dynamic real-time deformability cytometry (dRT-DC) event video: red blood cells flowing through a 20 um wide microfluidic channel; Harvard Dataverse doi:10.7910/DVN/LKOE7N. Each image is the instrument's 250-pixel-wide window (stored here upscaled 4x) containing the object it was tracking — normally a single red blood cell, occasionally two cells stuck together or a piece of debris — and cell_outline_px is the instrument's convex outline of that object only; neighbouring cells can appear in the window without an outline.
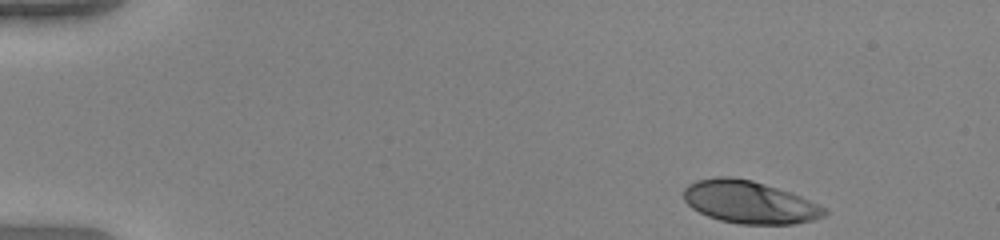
{"species": "human", "species_latin": "Homo sapiens", "temperature_condition": "warm", "stored_images_in_passage": 47, "camera_frame_rate_fps": 3000, "um_per_image_px": 0.085, "donor": {"sex": "female"}, "frame": {"image": 1, "passage_image": 1, "time_ms": 0.0, "image_size_px": [1000, 240], "cell_outline_px": [[828, 212], [824, 216], [816, 220], [792, 224], [740, 224], [720, 220], [708, 216], [692, 208], [684, 200], [684, 188], [688, 184], [696, 180], [716, 176], [732, 176], [752, 180], [792, 192], [824, 208]], "centroid_in_image_um": [63.69, 17.17], "position_along_channel_um": 21.3, "area_um2": 34.97}}
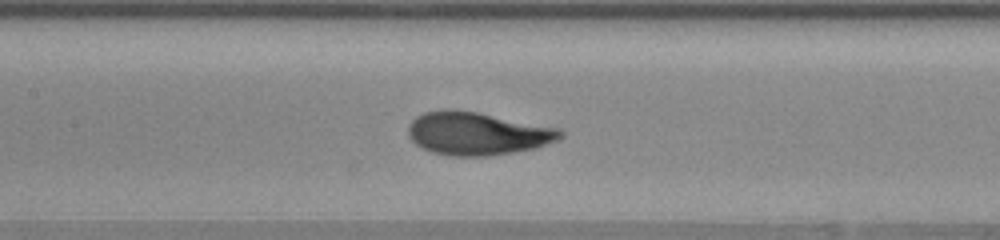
{"frame": {"image": 2, "passage_image": 21, "time_ms": 6.667, "image_size_px": [1000, 240], "cell_outline_px": [[564, 136], [560, 140], [536, 148], [488, 156], [452, 156], [432, 152], [416, 144], [408, 136], [408, 124], [416, 116], [424, 112], [444, 108], [448, 108], [476, 112], [560, 128], [564, 132]], "centroid_in_image_um": [40.58, 11.34], "position_along_channel_um": 166.8, "area_um2": 38.32}}
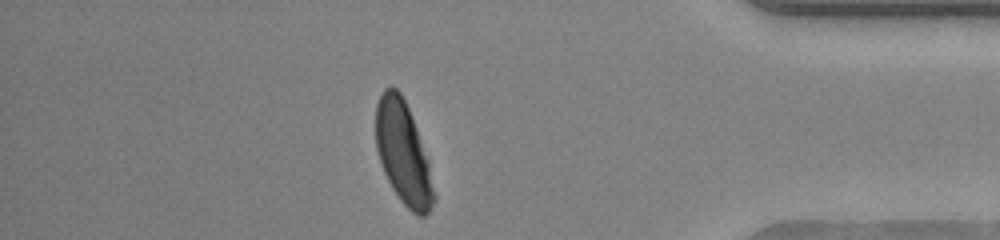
{"frame": {"image": 3, "passage_image": 41, "time_ms": 13.333, "image_size_px": [1000, 240], "cell_outline_px": [[436, 200], [428, 212], [424, 216], [416, 216], [400, 200], [392, 188], [384, 172], [376, 148], [376, 104], [384, 88], [396, 88], [400, 92], [408, 108], [428, 160], [436, 196]], "centroid_in_image_um": [34.27, 13.05], "position_along_channel_um": 400.9, "area_um2": 34.28}, "authors_computed_cell_mechanics": {"area_um2": 35.6048, "velocity_mm_per_s": 3.942, "shape_relaxation_time_tau1_ms": 2.9161, "shape_relaxation_time_tau2_ms": null, "deformation_change_tau1": 0.1985, "deformation_change_tau2": null}}